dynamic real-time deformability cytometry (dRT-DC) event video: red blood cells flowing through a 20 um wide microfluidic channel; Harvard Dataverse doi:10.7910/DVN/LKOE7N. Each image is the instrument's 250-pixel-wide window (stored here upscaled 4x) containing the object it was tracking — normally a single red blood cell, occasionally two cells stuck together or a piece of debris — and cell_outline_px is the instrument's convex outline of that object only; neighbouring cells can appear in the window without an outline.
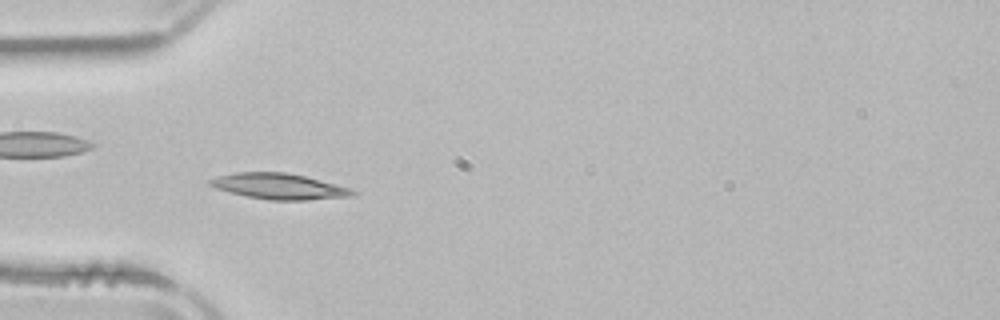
{"species": "common noctule bat (a hibernating species)", "species_latin": "Nyctalus noctula", "temperature_condition": "room temperature", "stored_images_in_passage": 51, "camera_frame_rate_fps": 3000, "um_per_image_px": 0.085, "animal": {"sex": "male", "body_mass_g": 21.5, "forearm_length_mm": 52.0}, "frame": {"image": 1, "passage_image": 15, "time_ms": 4.667, "image_size_px": [1000, 320], "cell_outline_px": [[356, 192], [352, 196], [308, 200], [272, 200], [248, 196], [216, 188], [208, 184], [208, 180], [216, 176], [236, 172], [284, 172], [304, 176], [352, 188]], "centroid_in_image_um": [23.73, 15.83], "position_along_channel_um": 61.3, "area_um2": 21.21}}
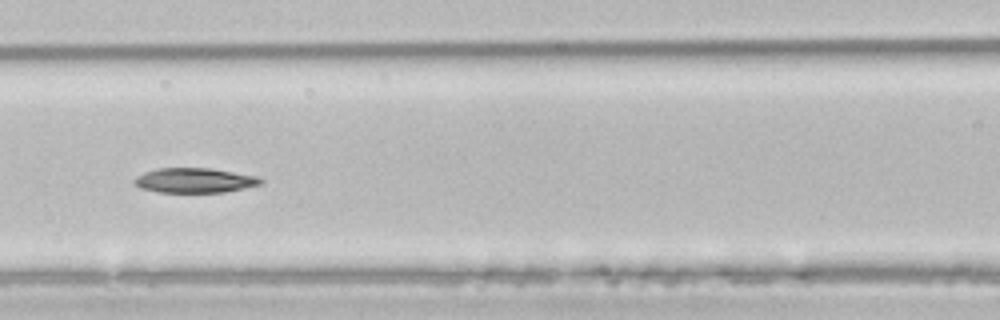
{"frame": {"image": 2, "passage_image": 22, "time_ms": 7.0, "image_size_px": [1000, 320], "cell_outline_px": [[264, 184], [224, 192], [156, 192], [140, 188], [132, 184], [132, 180], [136, 176], [144, 172], [156, 168], [212, 168], [256, 176], [264, 180]], "centroid_in_image_um": [16.51, 15.33], "position_along_channel_um": 150.1, "area_um2": 18.5}, "authors_computed_cell_mechanics": {"area_um2": 19.7676, "velocity_mm_per_s": 3.8887, "shape_relaxation_time_tau1_ms": 9.2983, "shape_relaxation_time_tau2_ms": 7.0053, "deformation_change_tau1": 0.1649, "deformation_change_tau2": 0.128}}